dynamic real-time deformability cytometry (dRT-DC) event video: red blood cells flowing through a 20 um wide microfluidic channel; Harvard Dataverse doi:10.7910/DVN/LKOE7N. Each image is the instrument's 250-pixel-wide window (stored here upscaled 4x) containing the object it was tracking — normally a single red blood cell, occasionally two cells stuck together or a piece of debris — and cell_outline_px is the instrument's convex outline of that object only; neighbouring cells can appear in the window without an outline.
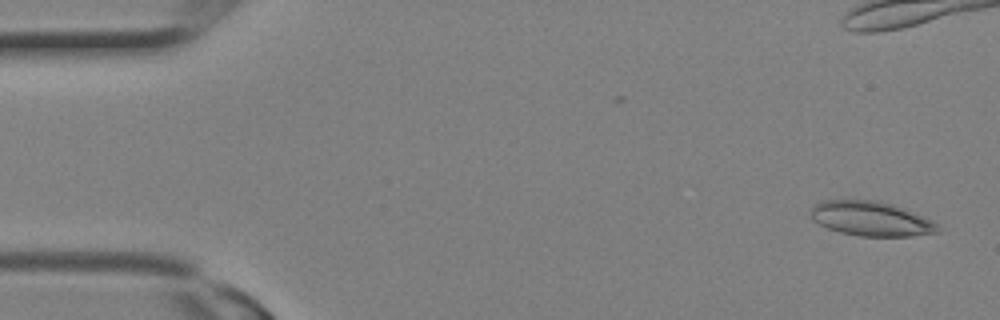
{"species": "Egyptian fruit bat (a non-hibernating species)", "species_latin": "Rousettus aegyptiacus", "temperature_condition": "room temperature", "stored_images_in_passage": 5, "camera_frame_rate_fps": 3000, "um_per_image_px": 0.085, "animal": {"sex": "female"}, "frame": {"image": 1, "passage_image": 1, "time_ms": 0.0, "image_size_px": [1000, 320], "cell_outline_px": [[944, 228], [940, 232], [908, 236], [860, 236], [840, 232], [828, 228], [812, 220], [812, 204], [820, 200], [876, 200], [892, 204], [904, 208], [932, 220]], "centroid_in_image_um": [74.07, 18.58], "position_along_channel_um": 10.9, "area_um2": 25.72}}
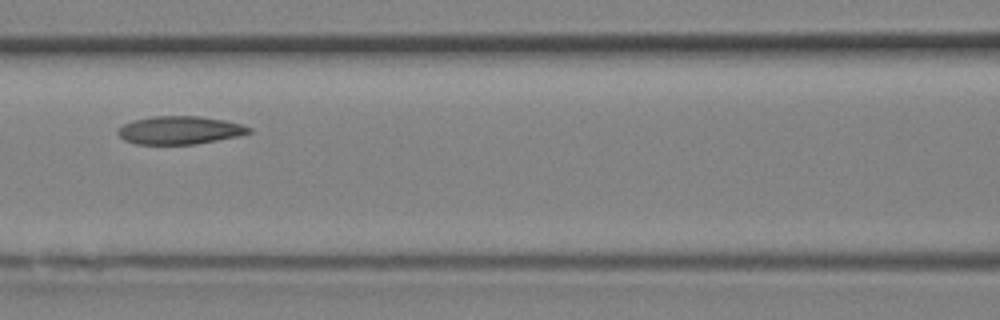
{"frame": {"image": 2, "passage_image": 5, "time_ms": 1.333, "image_size_px": [1000, 320], "cell_outline_px": [[252, 132], [240, 136], [196, 144], [136, 144], [124, 140], [116, 132], [124, 124], [132, 120], [152, 116], [200, 116], [224, 120], [240, 124], [252, 128]], "centroid_in_image_um": [15.29, 11.06], "position_along_channel_um": 151.3, "area_um2": 21.5}}